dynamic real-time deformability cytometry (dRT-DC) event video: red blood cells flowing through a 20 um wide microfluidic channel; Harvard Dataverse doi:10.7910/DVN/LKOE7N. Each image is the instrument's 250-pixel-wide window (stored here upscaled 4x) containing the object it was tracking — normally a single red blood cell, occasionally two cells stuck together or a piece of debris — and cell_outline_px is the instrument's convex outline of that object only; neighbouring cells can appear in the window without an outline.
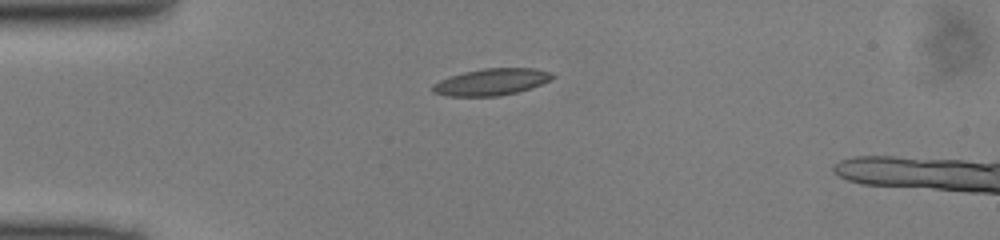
{"species": "common noctule bat (a hibernating species)", "species_latin": "Nyctalus noctula", "temperature_condition": "cold", "stored_images_in_passage": 37, "camera_frame_rate_fps": 3000, "um_per_image_px": 0.085, "animal": {"sex": "male", "body_mass_g": 13.0, "forearm_length_mm": 53.1}, "frame": {"image": 1, "passage_image": 1, "time_ms": 0.0, "image_size_px": [1000, 240], "cell_outline_px": [[556, 76], [552, 80], [532, 88], [500, 96], [448, 96], [432, 92], [432, 84], [440, 80], [464, 72], [484, 68], [532, 68], [552, 72]], "centroid_in_image_um": [41.81, 6.96], "position_along_channel_um": 43.2, "area_um2": 18.73}}
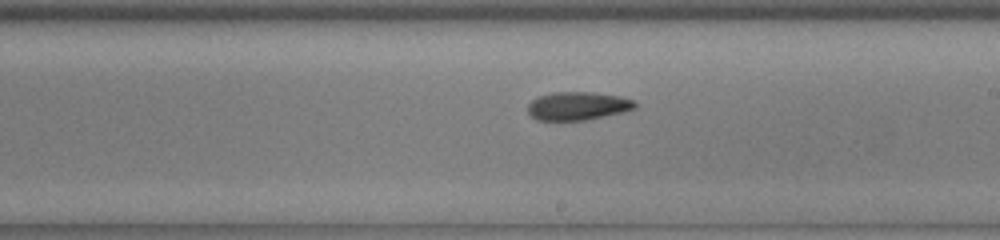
{"frame": {"image": 2, "passage_image": 17, "time_ms": 5.333, "image_size_px": [1000, 240], "cell_outline_px": [[636, 108], [624, 112], [584, 120], [536, 120], [528, 112], [528, 104], [536, 96], [552, 92], [592, 92], [620, 96], [636, 100]], "centroid_in_image_um": [49.11, 8.99], "position_along_channel_um": 239.9, "area_um2": 17.8}}
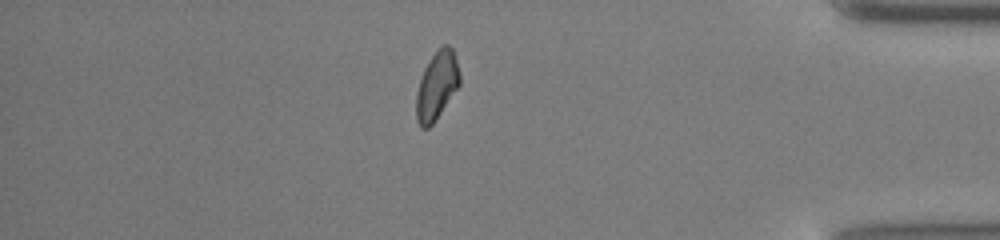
{"frame": {"image": 3, "passage_image": 31, "time_ms": 10.0, "image_size_px": [1000, 240], "cell_outline_px": [[460, 84], [432, 124], [428, 128], [420, 128], [416, 120], [416, 92], [424, 68], [440, 44], [448, 44], [452, 48], [460, 72]], "centroid_in_image_um": [37.12, 7.26], "position_along_channel_um": 398.1, "area_um2": 17.22}}